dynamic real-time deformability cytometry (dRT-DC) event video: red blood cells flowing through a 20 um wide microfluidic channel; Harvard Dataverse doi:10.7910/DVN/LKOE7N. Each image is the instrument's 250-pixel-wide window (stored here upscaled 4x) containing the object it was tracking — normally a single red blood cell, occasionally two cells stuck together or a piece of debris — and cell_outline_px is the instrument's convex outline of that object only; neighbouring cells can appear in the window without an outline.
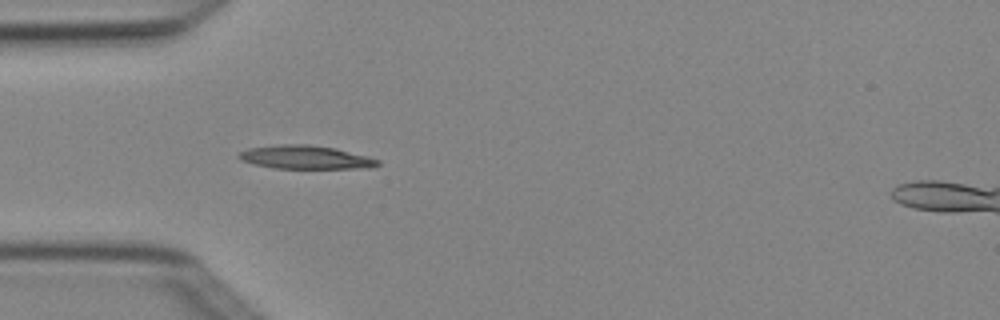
{"species": "Egyptian fruit bat (a non-hibernating species)", "species_latin": "Rousettus aegyptiacus", "temperature_condition": "cold", "stored_images_in_passage": 5, "camera_frame_rate_fps": 3000, "um_per_image_px": 0.085, "animal": {"sex": "female"}, "frame": {"image": 1, "passage_image": 4, "time_ms": 1.0, "image_size_px": [1000, 320], "cell_outline_px": [[380, 164], [372, 168], [272, 168], [252, 164], [240, 160], [236, 156], [240, 152], [248, 148], [280, 144], [308, 144], [336, 148], [368, 156], [380, 160]], "centroid_in_image_um": [25.96, 13.36], "position_along_channel_um": 59.0, "area_um2": 19.19}}